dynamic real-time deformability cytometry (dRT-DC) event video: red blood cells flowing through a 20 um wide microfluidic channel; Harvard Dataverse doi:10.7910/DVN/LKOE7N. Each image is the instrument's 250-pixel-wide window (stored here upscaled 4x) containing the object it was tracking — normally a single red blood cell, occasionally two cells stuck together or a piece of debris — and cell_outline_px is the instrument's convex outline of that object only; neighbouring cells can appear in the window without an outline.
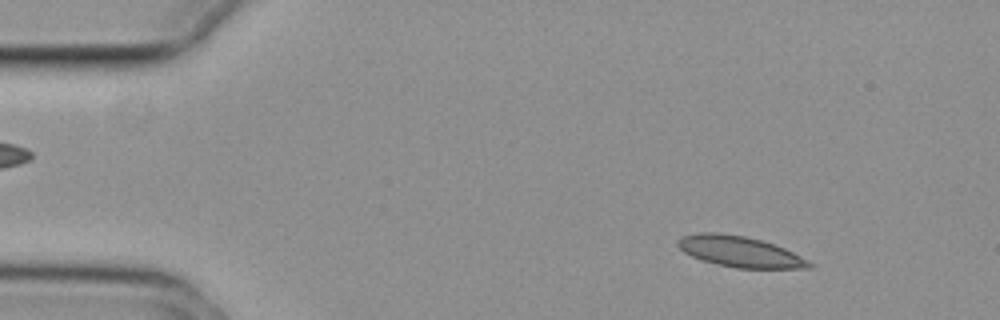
{"species": "common noctule bat (a hibernating species)", "species_latin": "Nyctalus noctula", "temperature_condition": "cold", "stored_images_in_passage": 23, "camera_frame_rate_fps": 3000, "um_per_image_px": 0.085, "animal": {"sex": "female", "body_mass_g": 29.2, "forearm_length_mm": 56.3}, "frame": {"image": 1, "passage_image": 6, "time_ms": 1.667, "image_size_px": [1000, 320], "cell_outline_px": [[816, 264], [812, 268], [736, 268], [700, 260], [684, 252], [676, 244], [676, 240], [680, 236], [700, 232], [716, 232], [744, 236], [760, 240], [784, 248]], "centroid_in_image_um": [62.86, 21.39], "position_along_channel_um": 22.1, "area_um2": 23.58}}
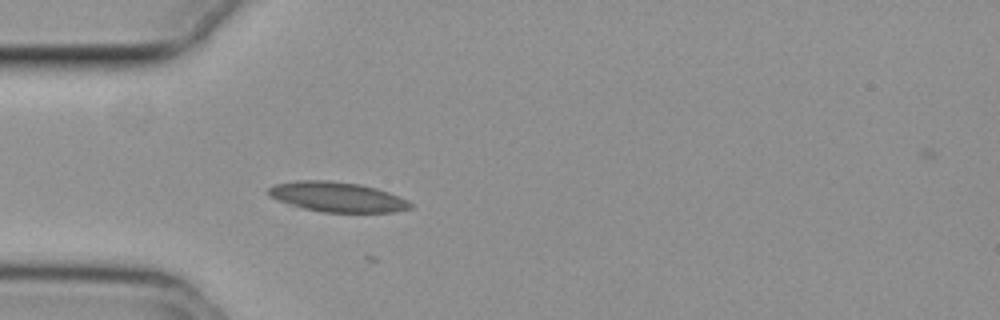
{"frame": {"image": 2, "passage_image": 15, "time_ms": 4.667, "image_size_px": [1000, 320], "cell_outline_px": [[412, 208], [396, 212], [324, 212], [304, 208], [276, 200], [268, 196], [268, 188], [276, 184], [296, 180], [328, 180], [360, 184], [376, 188], [388, 192], [408, 200], [412, 204]], "centroid_in_image_um": [28.66, 16.73], "position_along_channel_um": 56.3, "area_um2": 24.74}}
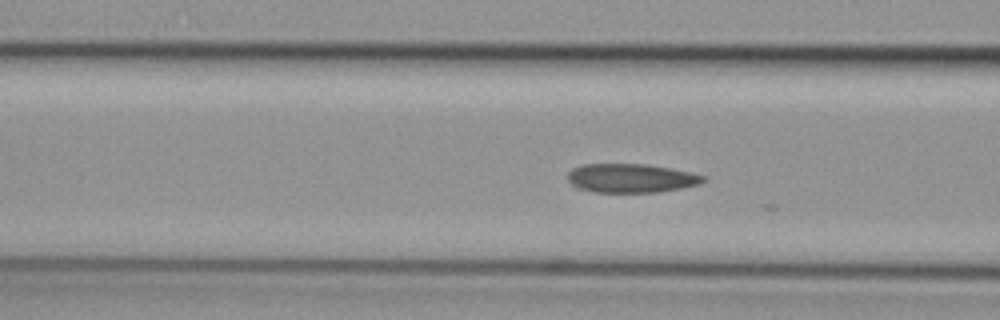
{"frame": {"image": 3, "passage_image": 20, "time_ms": 6.333, "image_size_px": [1000, 320], "cell_outline_px": [[704, 180], [700, 184], [660, 192], [596, 192], [576, 188], [568, 180], [568, 172], [572, 168], [580, 164], [644, 164], [668, 168], [688, 172], [704, 176]], "centroid_in_image_um": [53.57, 15.14], "position_along_channel_um": 113.0, "area_um2": 22.66}}